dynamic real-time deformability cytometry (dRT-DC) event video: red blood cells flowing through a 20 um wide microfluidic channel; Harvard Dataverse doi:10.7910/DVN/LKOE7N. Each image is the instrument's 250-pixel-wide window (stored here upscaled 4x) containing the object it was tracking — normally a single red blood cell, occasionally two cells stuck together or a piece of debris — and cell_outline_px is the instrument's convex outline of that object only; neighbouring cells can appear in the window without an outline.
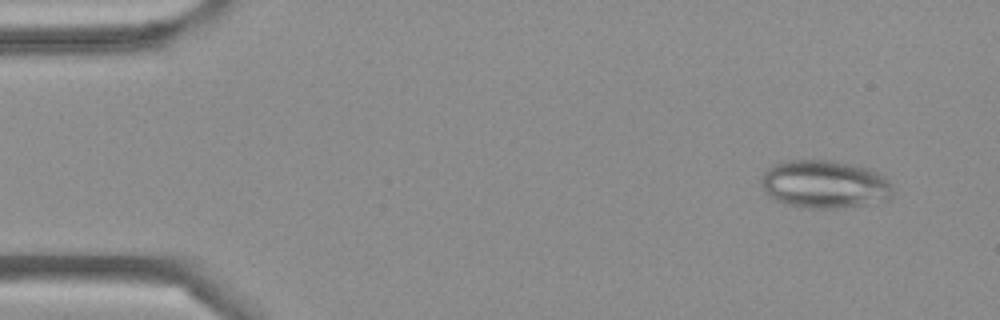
{"species": "Egyptian fruit bat (a non-hibernating species)", "species_latin": "Rousettus aegyptiacus", "temperature_condition": "cold", "stored_images_in_passage": 3, "camera_frame_rate_fps": 3000, "um_per_image_px": 0.085, "frame": {"image": 1, "passage_image": 1, "time_ms": 0.0, "image_size_px": [1000, 320], "cell_outline_px": [[892, 196], [888, 200], [864, 204], [832, 208], [808, 208], [788, 204], [776, 200], [764, 192], [760, 184], [760, 180], [764, 172], [772, 164], [788, 160], [832, 160], [852, 164], [868, 168], [876, 172], [888, 180], [892, 188]], "centroid_in_image_um": [70.05, 15.65], "position_along_channel_um": 14.9, "area_um2": 36.76}}